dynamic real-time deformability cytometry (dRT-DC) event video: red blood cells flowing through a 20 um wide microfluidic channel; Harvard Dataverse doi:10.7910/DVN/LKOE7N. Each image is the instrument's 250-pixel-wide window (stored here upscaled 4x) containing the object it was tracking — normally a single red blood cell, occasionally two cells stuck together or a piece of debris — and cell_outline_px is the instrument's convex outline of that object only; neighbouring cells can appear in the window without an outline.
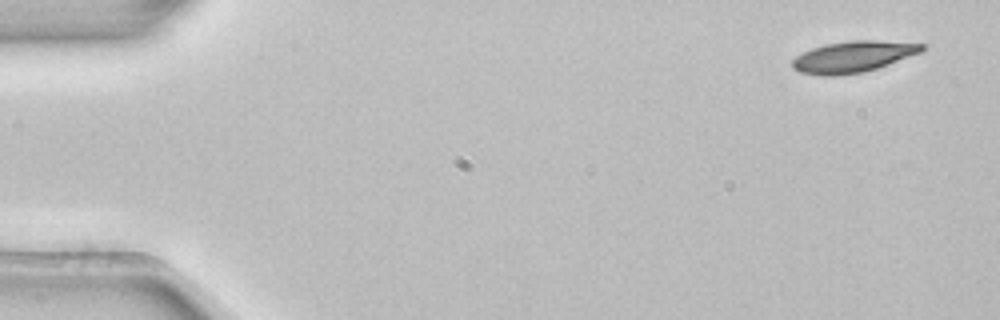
{"species": "common noctule bat (a hibernating species)", "species_latin": "Nyctalus noctula", "temperature_condition": "room temperature", "stored_images_in_passage": 9, "camera_frame_rate_fps": 3000, "um_per_image_px": 0.085, "animal": {"sex": "female", "body_mass_g": 22.7, "forearm_length_mm": 54.2}, "frame": {"image": 1, "passage_image": 1, "time_ms": 0.0, "image_size_px": [1000, 320], "cell_outline_px": [[924, 48], [920, 52], [888, 64], [864, 72], [836, 76], [820, 76], [800, 72], [792, 68], [792, 60], [796, 56], [812, 48], [824, 44], [852, 40], [876, 40], [924, 44]], "centroid_in_image_um": [72.46, 4.83], "position_along_channel_um": 12.5, "area_um2": 23.47}}